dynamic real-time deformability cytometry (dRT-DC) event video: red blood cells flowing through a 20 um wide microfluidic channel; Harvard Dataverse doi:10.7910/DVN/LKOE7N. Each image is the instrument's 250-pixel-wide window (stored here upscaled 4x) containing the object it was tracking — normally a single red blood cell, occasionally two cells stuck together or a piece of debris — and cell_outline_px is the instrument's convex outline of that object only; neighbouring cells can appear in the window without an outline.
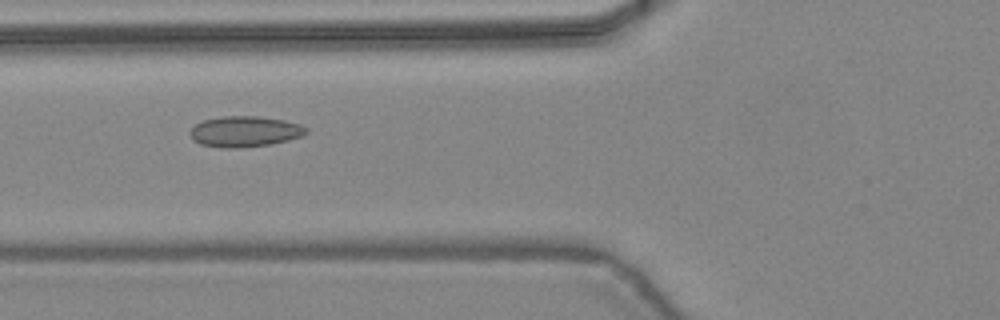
{"species": "common noctule bat (a hibernating species)", "species_latin": "Nyctalus noctula", "temperature_condition": "warm", "stored_images_in_passage": 31, "camera_frame_rate_fps": 3000, "um_per_image_px": 0.085, "animal": {"sex": "female", "body_mass_g": 24.6, "forearm_length_mm": 56.2}, "frame": {"image": 1, "passage_image": 3, "time_ms": 0.667, "image_size_px": [1000, 320], "cell_outline_px": [[308, 132], [304, 136], [272, 144], [240, 148], [224, 148], [200, 144], [192, 140], [188, 132], [196, 124], [204, 120], [224, 116], [256, 116], [284, 120], [300, 124], [308, 128]], "centroid_in_image_um": [20.82, 11.19], "position_along_channel_um": 105.0, "area_um2": 20.98}}
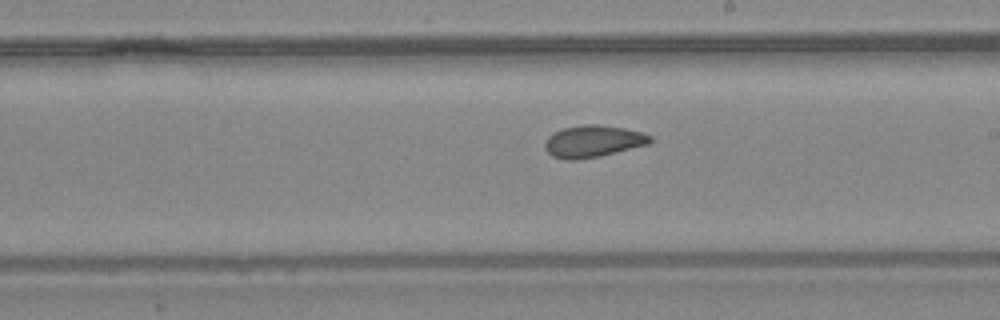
{"frame": {"image": 2, "passage_image": 12, "time_ms": 3.667, "image_size_px": [1000, 320], "cell_outline_px": [[652, 140], [648, 144], [600, 156], [576, 160], [568, 160], [552, 156], [544, 148], [544, 144], [548, 136], [564, 128], [584, 124], [600, 124], [624, 128], [640, 132], [652, 136]], "centroid_in_image_um": [50.4, 12.01], "position_along_channel_um": 238.6, "area_um2": 19.48}}
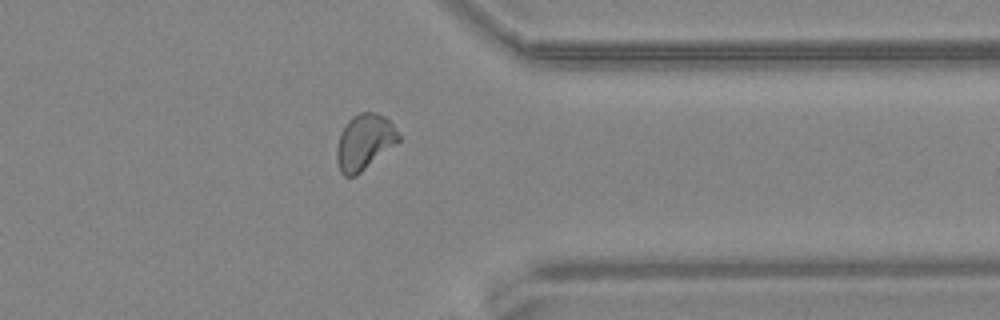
{"frame": {"image": 3, "passage_image": 22, "time_ms": 7.0, "image_size_px": [1000, 320], "cell_outline_px": [[400, 140], [356, 176], [344, 176], [340, 172], [336, 160], [336, 148], [340, 132], [348, 120], [352, 116], [360, 112], [376, 112], [384, 116], [392, 124], [400, 136]], "centroid_in_image_um": [30.94, 12.06], "position_along_channel_um": 380.5, "area_um2": 20.0}, "authors_computed_cell_mechanics": {"area_um2": 19.4786, "velocity_mm_per_s": 4.4468, "shape_relaxation_time_tau1_ms": 8.9933, "shape_relaxation_time_tau2_ms": 1.3575, "deformation_change_tau1": 0.1506, "deformation_change_tau2": 0.0456}}